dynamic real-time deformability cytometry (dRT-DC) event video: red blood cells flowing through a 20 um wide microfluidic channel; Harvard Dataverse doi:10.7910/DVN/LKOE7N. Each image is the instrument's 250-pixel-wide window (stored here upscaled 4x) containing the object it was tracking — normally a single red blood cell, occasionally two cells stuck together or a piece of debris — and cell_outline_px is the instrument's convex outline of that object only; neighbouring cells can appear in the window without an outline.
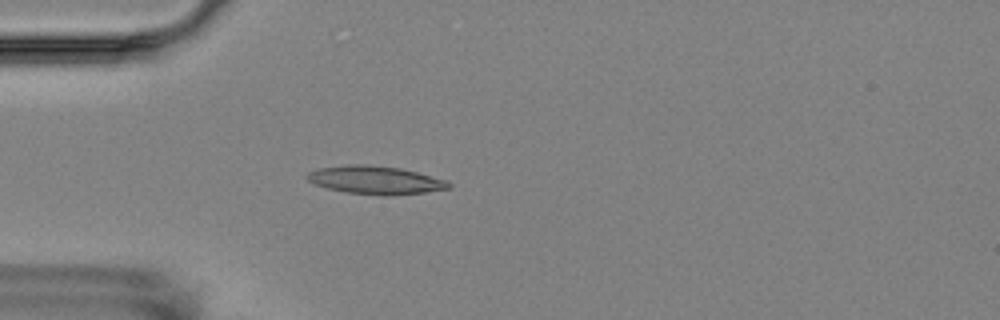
{"species": "Egyptian fruit bat (a non-hibernating species)", "species_latin": "Rousettus aegyptiacus", "temperature_condition": "room temperature", "stored_images_in_passage": 5, "camera_frame_rate_fps": 3000, "um_per_image_px": 0.085, "animal": {"sex": "female"}, "frame": {"image": 1, "passage_image": 5, "time_ms": 4.333, "image_size_px": [1000, 320], "cell_outline_px": [[452, 188], [424, 192], [384, 196], [348, 192], [328, 188], [312, 184], [304, 176], [308, 172], [316, 168], [344, 164], [364, 164], [400, 168], [448, 180], [452, 184]], "centroid_in_image_um": [31.88, 15.29], "position_along_channel_um": 53.1, "area_um2": 23.41}}